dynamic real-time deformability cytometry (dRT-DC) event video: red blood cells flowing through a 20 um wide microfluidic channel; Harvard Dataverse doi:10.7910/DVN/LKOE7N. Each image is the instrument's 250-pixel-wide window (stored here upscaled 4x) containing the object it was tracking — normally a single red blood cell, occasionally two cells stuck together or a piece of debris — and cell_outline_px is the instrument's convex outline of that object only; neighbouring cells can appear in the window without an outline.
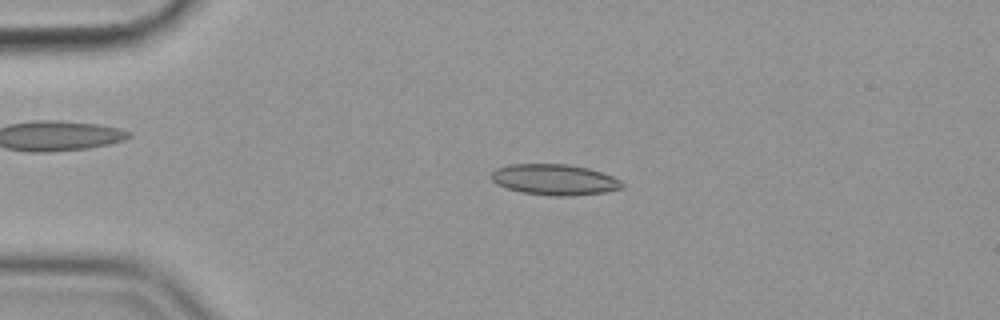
{"species": "common noctule bat (a hibernating species)", "species_latin": "Nyctalus noctula", "temperature_condition": "cold", "stored_images_in_passage": 56, "camera_frame_rate_fps": 3000, "um_per_image_px": 0.085, "animal": {"sex": "female", "body_mass_g": 19.9}, "frame": {"image": 1, "passage_image": 13, "time_ms": 4.0, "image_size_px": [1000, 320], "cell_outline_px": [[624, 188], [604, 192], [572, 196], [548, 196], [520, 192], [496, 184], [492, 180], [492, 172], [496, 168], [508, 164], [564, 164], [588, 168], [612, 176], [620, 180], [624, 184]], "centroid_in_image_um": [47.13, 15.28], "position_along_channel_um": 37.9, "area_um2": 23.58}}
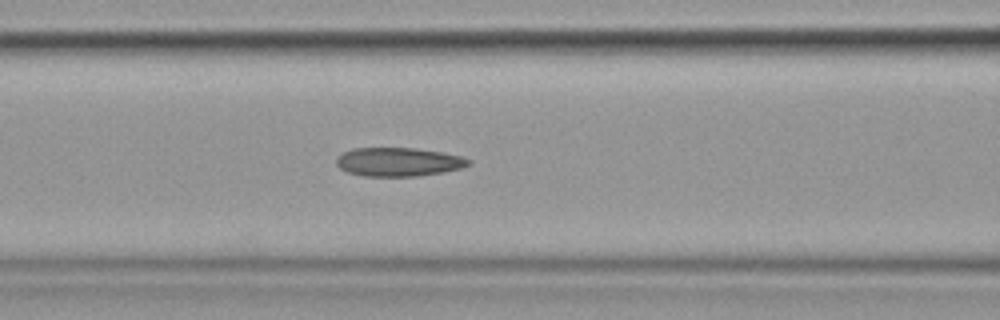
{"frame": {"image": 2, "passage_image": 24, "time_ms": 7.667, "image_size_px": [1000, 320], "cell_outline_px": [[472, 164], [460, 168], [444, 172], [416, 176], [364, 176], [348, 172], [340, 168], [336, 164], [336, 160], [344, 152], [352, 148], [416, 148], [444, 152], [460, 156], [472, 160]], "centroid_in_image_um": [33.91, 13.76], "position_along_channel_um": 132.7, "area_um2": 22.14}}
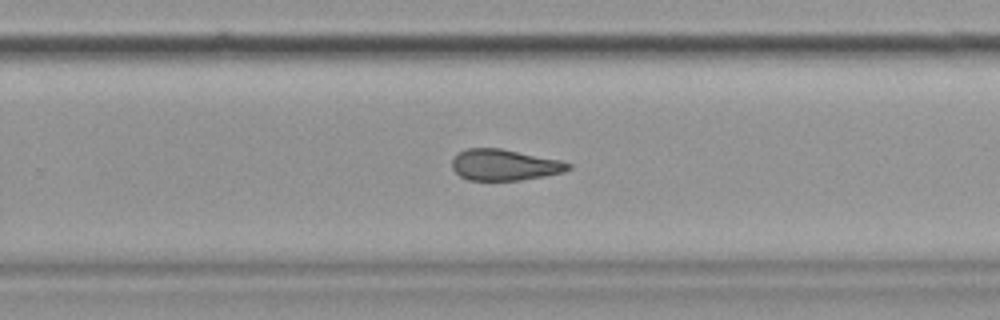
{"frame": {"image": 3, "passage_image": 37, "time_ms": 12.0, "image_size_px": [1000, 320], "cell_outline_px": [[572, 168], [564, 172], [544, 176], [520, 180], [468, 180], [460, 176], [452, 168], [452, 160], [460, 152], [468, 148], [500, 148], [560, 160], [572, 164]], "centroid_in_image_um": [42.9, 14.02], "position_along_channel_um": 286.9, "area_um2": 20.98}, "authors_computed_cell_mechanics": {"area_um2": 22.2241, "velocity_mm_per_s": 3.5727, "shape_relaxation_time_tau1_ms": null, "shape_relaxation_time_tau2_ms": 6.0511, "deformation_change_tau1": null, "deformation_change_tau2": 0.1405}}